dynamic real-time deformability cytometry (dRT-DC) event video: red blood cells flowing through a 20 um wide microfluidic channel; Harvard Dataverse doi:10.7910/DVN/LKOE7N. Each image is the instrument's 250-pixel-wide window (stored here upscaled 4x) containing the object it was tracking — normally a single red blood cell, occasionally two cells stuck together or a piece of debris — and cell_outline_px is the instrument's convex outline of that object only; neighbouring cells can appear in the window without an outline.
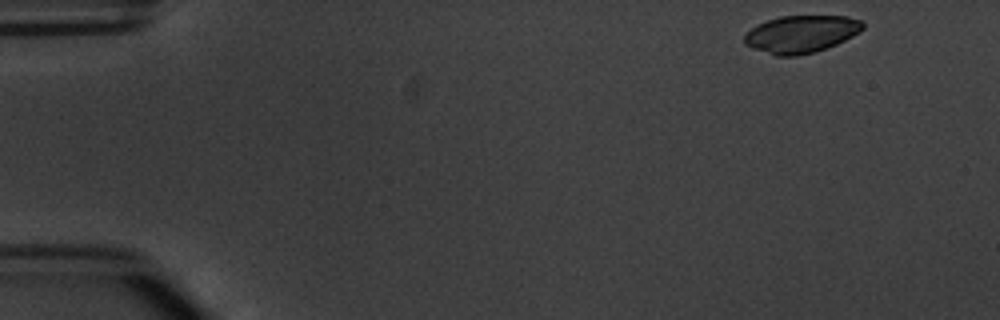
{"species": "common noctule bat (a hibernating species)", "species_latin": "Nyctalus noctula", "temperature_condition": "warm", "stored_images_in_passage": 5, "segment_of_instrument_passage": [1, 2], "camera_frame_rate_fps": 3000, "um_per_image_px": 0.085, "animal": {"sex": "male", "body_mass_g": 20.1, "forearm_length_mm": 53.5}, "frame": {"image": 1, "passage_image": 1, "time_ms": 0.0, "image_size_px": [1000, 320], "cell_outline_px": [[864, 28], [860, 32], [836, 44], [816, 52], [796, 56], [776, 56], [752, 48], [744, 44], [744, 36], [756, 24], [780, 16], [848, 16], [860, 20], [864, 24]], "centroid_in_image_um": [68.09, 2.9], "position_along_channel_um": 16.9, "area_um2": 25.84}}
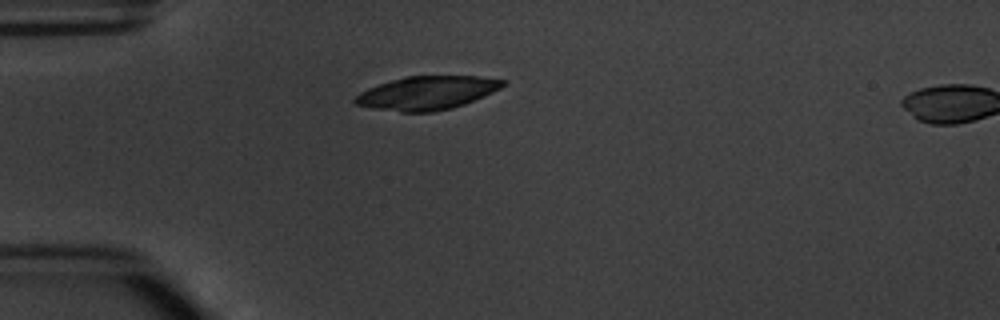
{"frame": {"image": 2, "passage_image": 4, "time_ms": 3.333, "image_size_px": [1000, 320], "cell_outline_px": [[504, 84], [500, 88], [484, 96], [464, 104], [452, 108], [432, 112], [400, 112], [376, 108], [356, 104], [352, 100], [360, 92], [368, 88], [404, 76], [476, 76], [504, 80]], "centroid_in_image_um": [36.28, 7.9], "position_along_channel_um": 48.7, "area_um2": 28.5}}